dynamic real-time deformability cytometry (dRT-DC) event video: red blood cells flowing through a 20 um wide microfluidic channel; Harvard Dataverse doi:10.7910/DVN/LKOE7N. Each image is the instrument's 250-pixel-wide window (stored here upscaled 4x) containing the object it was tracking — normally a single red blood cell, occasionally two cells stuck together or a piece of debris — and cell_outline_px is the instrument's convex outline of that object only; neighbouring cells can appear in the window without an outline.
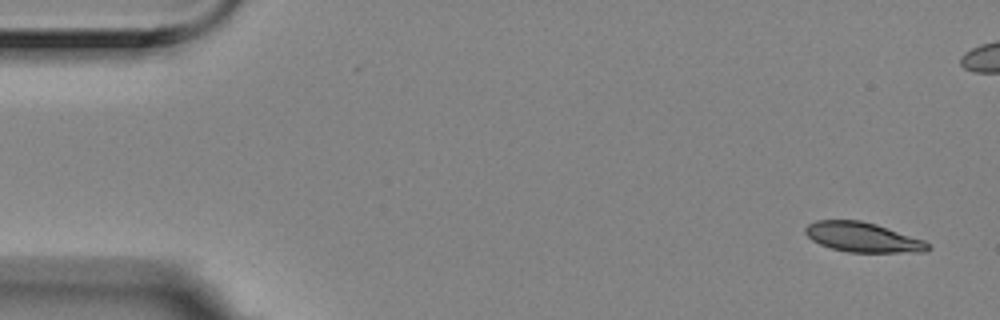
{"species": "Egyptian fruit bat (a non-hibernating species)", "species_latin": "Rousettus aegyptiacus", "temperature_condition": "room temperature", "stored_images_in_passage": 9, "camera_frame_rate_fps": 3000, "um_per_image_px": 0.085, "animal": {"sex": "female"}, "frame": {"image": 1, "passage_image": 1, "time_ms": 0.0, "image_size_px": [1000, 320], "cell_outline_px": [[932, 248], [924, 252], [848, 252], [832, 248], [820, 244], [812, 240], [804, 232], [804, 228], [808, 224], [816, 220], [860, 220], [876, 224], [924, 240]], "centroid_in_image_um": [73.32, 20.16], "position_along_channel_um": 11.7, "area_um2": 21.15}}
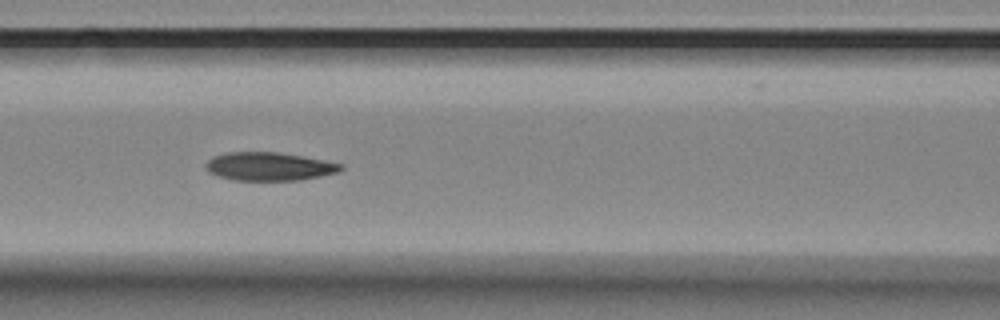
{"frame": {"image": 2, "passage_image": 7, "time_ms": 2.0, "image_size_px": [1000, 320], "cell_outline_px": [[344, 168], [340, 172], [300, 180], [232, 180], [208, 172], [204, 168], [204, 164], [212, 156], [228, 152], [276, 152], [300, 156], [344, 164]], "centroid_in_image_um": [22.85, 14.15], "position_along_channel_um": 143.7, "area_um2": 22.31}}
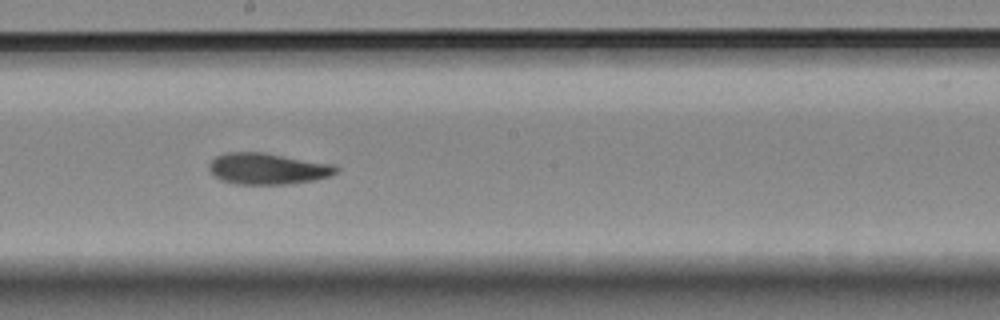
{"frame": {"image": 3, "passage_image": 9, "time_ms": 2.667, "image_size_px": [1000, 320], "cell_outline_px": [[340, 168], [332, 176], [316, 180], [288, 184], [236, 184], [220, 180], [208, 168], [208, 164], [216, 156], [228, 152], [264, 152], [332, 164]], "centroid_in_image_um": [22.76, 14.34], "position_along_channel_um": 225.4, "area_um2": 23.24}}